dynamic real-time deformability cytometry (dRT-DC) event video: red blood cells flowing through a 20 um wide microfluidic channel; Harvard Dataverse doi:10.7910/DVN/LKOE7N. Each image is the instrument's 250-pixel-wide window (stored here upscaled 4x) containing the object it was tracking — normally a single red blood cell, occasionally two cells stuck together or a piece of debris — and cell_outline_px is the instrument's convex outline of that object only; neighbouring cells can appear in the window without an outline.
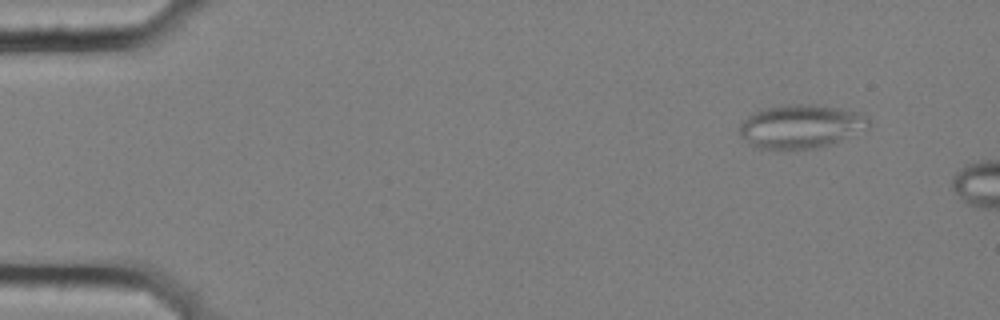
{"species": "common noctule bat (a hibernating species)", "species_latin": "Nyctalus noctula", "temperature_condition": "cold", "stored_images_in_passage": 7, "camera_frame_rate_fps": 3000, "um_per_image_px": 0.085, "animal": {"sex": "female", "body_mass_g": 25.1}, "frame": {"image": 1, "passage_image": 2, "time_ms": 0.333, "image_size_px": [1000, 320], "cell_outline_px": [[872, 124], [868, 128], [840, 140], [816, 148], [784, 152], [780, 152], [760, 148], [748, 144], [740, 136], [740, 124], [748, 116], [764, 108], [788, 104], [808, 104], [840, 108], [860, 112], [868, 116]], "centroid_in_image_um": [68.06, 10.77], "position_along_channel_um": 16.9, "area_um2": 33.47}}